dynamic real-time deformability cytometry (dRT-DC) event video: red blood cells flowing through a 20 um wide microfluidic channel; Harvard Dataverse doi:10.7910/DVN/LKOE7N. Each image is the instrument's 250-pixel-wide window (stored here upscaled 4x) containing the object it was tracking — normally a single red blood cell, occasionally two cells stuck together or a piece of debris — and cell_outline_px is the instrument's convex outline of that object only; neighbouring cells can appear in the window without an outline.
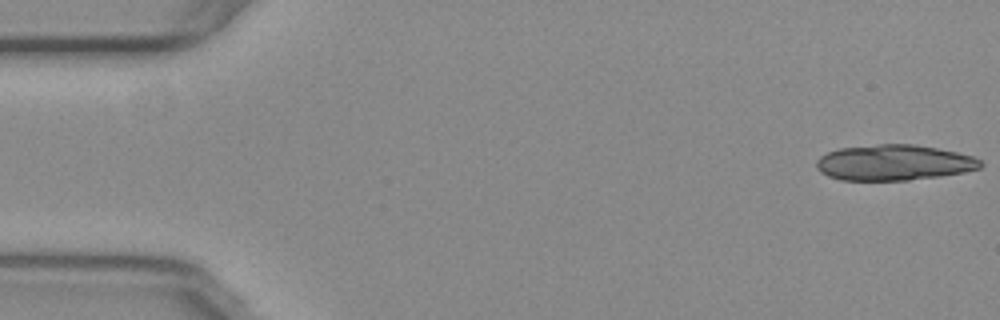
{"species": "common noctule bat (a hibernating species)", "species_latin": "Nyctalus noctula", "temperature_condition": "warm", "stored_images_in_passage": 15, "camera_frame_rate_fps": 3000, "um_per_image_px": 0.085, "animal": {"sex": "female", "body_mass_g": 29.2, "forearm_length_mm": 56.3}, "frame": {"image": 1, "passage_image": 1, "time_ms": 0.0, "image_size_px": [1000, 320], "cell_outline_px": [[984, 164], [980, 168], [964, 172], [940, 176], [908, 180], [840, 180], [828, 176], [820, 172], [816, 168], [816, 160], [820, 156], [828, 152], [840, 148], [876, 144], [916, 144], [956, 152], [972, 156], [980, 160]], "centroid_in_image_um": [75.96, 13.82], "position_along_channel_um": 9.0, "area_um2": 34.16}}